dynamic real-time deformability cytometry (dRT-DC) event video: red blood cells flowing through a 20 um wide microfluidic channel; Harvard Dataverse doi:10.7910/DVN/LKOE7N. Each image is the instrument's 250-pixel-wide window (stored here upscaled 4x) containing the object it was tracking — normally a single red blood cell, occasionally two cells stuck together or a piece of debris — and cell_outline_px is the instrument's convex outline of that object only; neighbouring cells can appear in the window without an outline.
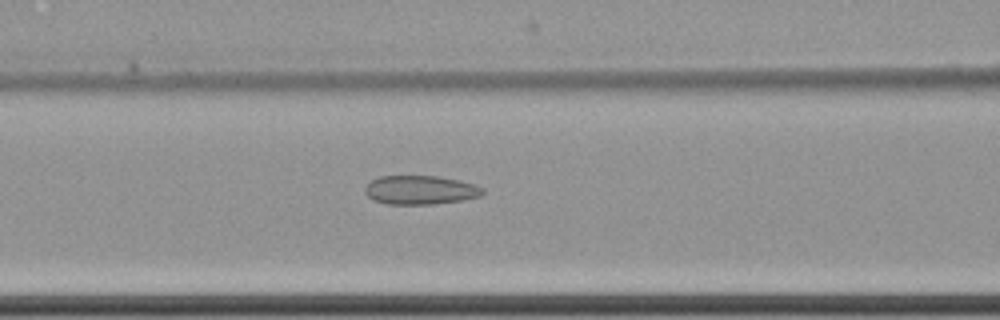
{"species": "common noctule bat (a hibernating species)", "species_latin": "Nyctalus noctula", "temperature_condition": "cold", "stored_images_in_passage": 42, "camera_frame_rate_fps": 3000, "um_per_image_px": 0.085, "animal": {"sex": "female", "body_mass_g": 22.7, "forearm_length_mm": 54.2}, "frame": {"image": 1, "passage_image": 8, "time_ms": 2.333, "image_size_px": [1000, 320], "cell_outline_px": [[484, 192], [480, 196], [464, 200], [432, 204], [388, 204], [372, 200], [364, 192], [364, 188], [372, 180], [380, 176], [436, 176], [460, 180], [484, 188]], "centroid_in_image_um": [35.72, 16.15], "position_along_channel_um": 130.9, "area_um2": 19.83}}
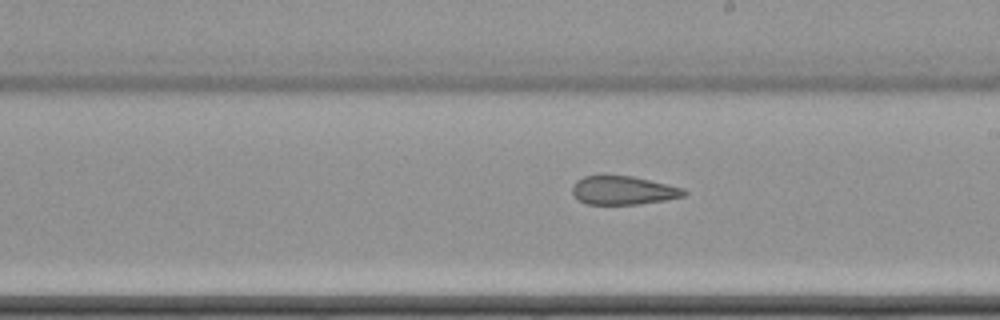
{"frame": {"image": 2, "passage_image": 17, "time_ms": 5.333, "image_size_px": [1000, 320], "cell_outline_px": [[688, 192], [684, 196], [664, 200], [636, 204], [588, 204], [580, 200], [572, 192], [572, 188], [576, 180], [584, 176], [632, 176], [668, 184], [684, 188]], "centroid_in_image_um": [53.0, 16.18], "position_along_channel_um": 236.0, "area_um2": 18.38}}
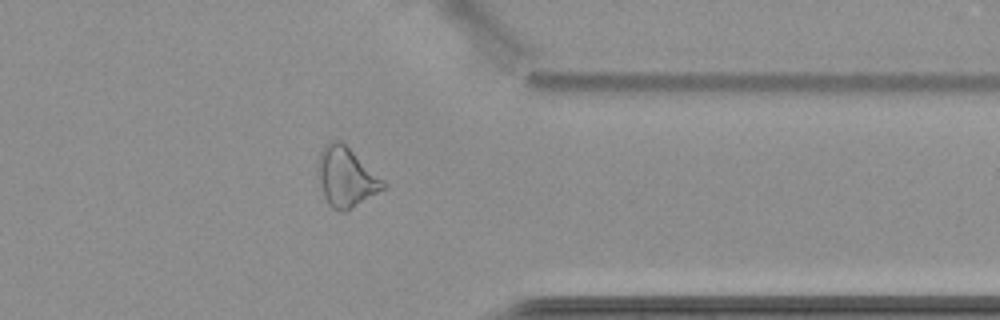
{"frame": {"image": 3, "passage_image": 30, "time_ms": 9.667, "image_size_px": [1000, 320], "cell_outline_px": [[388, 188], [344, 212], [340, 212], [332, 208], [328, 204], [324, 196], [316, 176], [316, 160], [324, 144], [328, 140], [340, 140], [388, 184]], "centroid_in_image_um": [29.38, 15.05], "position_along_channel_um": 382.0, "area_um2": 23.12}}